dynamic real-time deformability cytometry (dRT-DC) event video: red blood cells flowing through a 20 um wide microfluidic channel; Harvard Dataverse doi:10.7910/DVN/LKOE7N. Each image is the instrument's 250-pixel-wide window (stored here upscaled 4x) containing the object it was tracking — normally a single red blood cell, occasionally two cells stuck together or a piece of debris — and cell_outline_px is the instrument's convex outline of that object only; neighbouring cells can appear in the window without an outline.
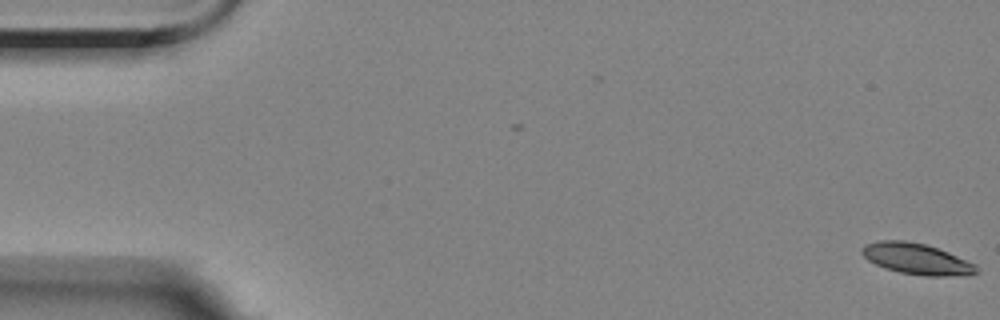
{"species": "Egyptian fruit bat (a non-hibernating species)", "species_latin": "Rousettus aegyptiacus", "temperature_condition": "room temperature", "stored_images_in_passage": 12, "camera_frame_rate_fps": 3000, "um_per_image_px": 0.085, "animal": {"sex": "female"}, "frame": {"image": 1, "passage_image": 1, "time_ms": 0.0, "image_size_px": [1000, 320], "cell_outline_px": [[980, 272], [968, 276], [924, 276], [900, 272], [884, 268], [868, 260], [860, 252], [860, 248], [864, 244], [880, 240], [904, 240], [924, 244], [948, 252], [976, 264], [980, 268]], "centroid_in_image_um": [77.95, 22.02], "position_along_channel_um": 7.1, "area_um2": 20.98}}